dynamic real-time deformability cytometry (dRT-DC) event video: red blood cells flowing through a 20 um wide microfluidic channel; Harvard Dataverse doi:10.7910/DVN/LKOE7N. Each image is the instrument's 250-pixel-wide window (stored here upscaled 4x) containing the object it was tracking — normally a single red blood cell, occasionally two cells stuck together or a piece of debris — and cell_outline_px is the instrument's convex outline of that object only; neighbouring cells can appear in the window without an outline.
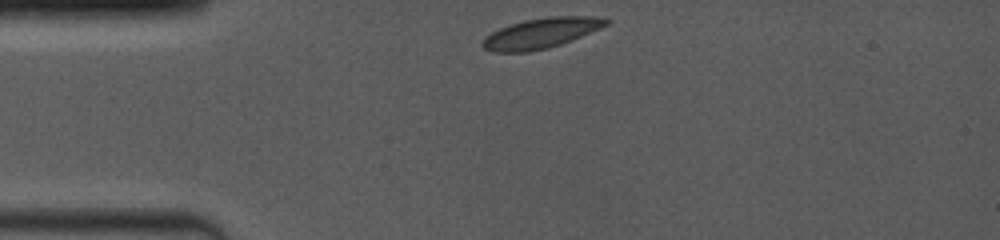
{"species": "common noctule bat (a hibernating species)", "species_latin": "Nyctalus noctula", "temperature_condition": "room temperature", "stored_images_in_passage": 6, "camera_frame_rate_fps": 4000, "um_per_image_px": 0.085, "animal": {"sex": "female", "body_mass_g": 19.0, "forearm_length_mm": 53.3}, "frame": {"image": 1, "passage_image": 1, "time_ms": 0.0, "image_size_px": [1000, 240], "cell_outline_px": [[612, 20], [608, 24], [600, 28], [572, 40], [548, 48], [528, 52], [492, 52], [484, 48], [480, 44], [484, 36], [500, 28], [524, 20], [548, 16], [596, 16]], "centroid_in_image_um": [45.98, 2.82], "position_along_channel_um": 39.0, "area_um2": 21.85}}